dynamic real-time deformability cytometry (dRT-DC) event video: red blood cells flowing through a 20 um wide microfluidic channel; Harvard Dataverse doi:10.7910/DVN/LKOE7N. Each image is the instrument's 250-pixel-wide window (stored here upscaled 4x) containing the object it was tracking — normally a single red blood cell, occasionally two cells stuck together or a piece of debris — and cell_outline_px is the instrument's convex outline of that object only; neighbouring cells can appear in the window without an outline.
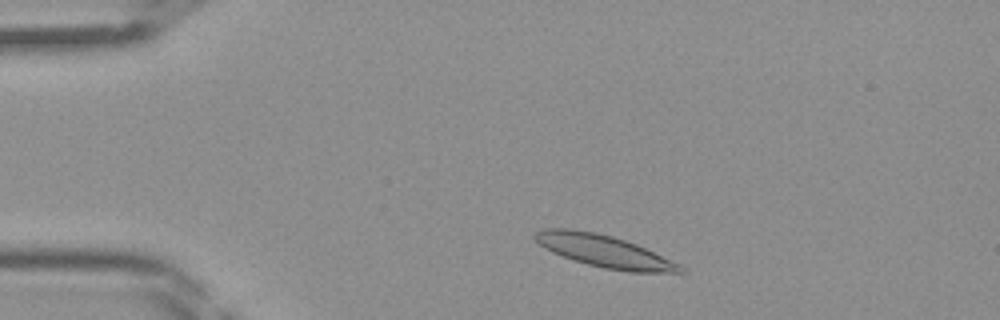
{"species": "Egyptian fruit bat (a non-hibernating species)", "species_latin": "Rousettus aegyptiacus", "temperature_condition": "room temperature", "stored_images_in_passage": 39, "camera_frame_rate_fps": 3000, "um_per_image_px": 0.085, "frame": {"image": 1, "passage_image": 3, "time_ms": 0.667, "image_size_px": [1000, 320], "cell_outline_px": [[688, 272], [628, 272], [604, 268], [588, 264], [552, 252], [544, 248], [532, 236], [536, 232], [544, 228], [572, 228], [596, 232], [612, 236], [636, 244], [680, 264]], "centroid_in_image_um": [51.35, 21.34], "position_along_channel_um": 33.6, "area_um2": 27.05}}
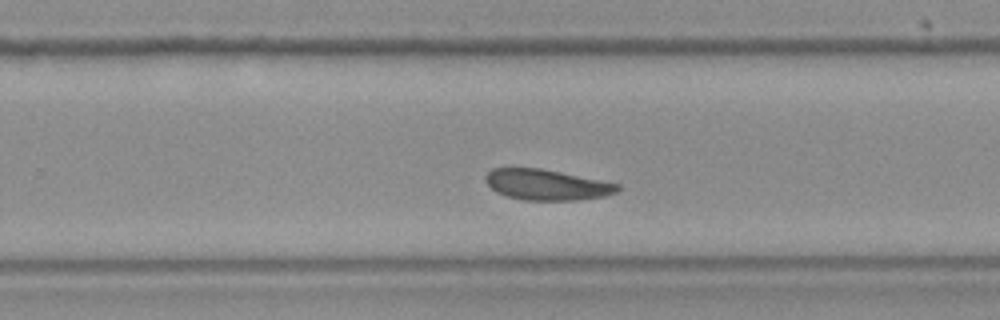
{"frame": {"image": 2, "passage_image": 23, "time_ms": 7.333, "image_size_px": [1000, 320], "cell_outline_px": [[620, 188], [616, 192], [604, 196], [576, 200], [524, 200], [508, 196], [496, 192], [484, 180], [484, 176], [492, 168], [540, 168], [620, 184]], "centroid_in_image_um": [46.44, 15.7], "position_along_channel_um": 283.4, "area_um2": 23.41}}
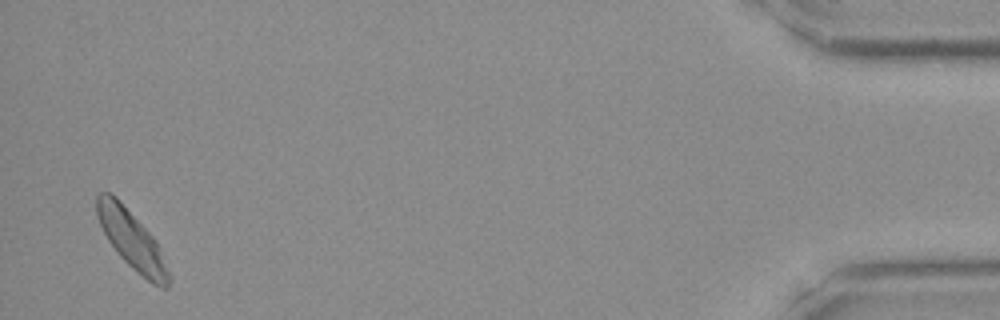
{"frame": {"image": 3, "passage_image": 38, "time_ms": 12.333, "image_size_px": [1000, 320], "cell_outline_px": [[168, 288], [160, 288], [152, 284], [136, 272], [116, 252], [108, 240], [100, 224], [96, 212], [96, 196], [100, 192], [108, 192], [116, 196], [156, 240], [160, 248], [168, 272]], "centroid_in_image_um": [11.18, 20.38], "position_along_channel_um": 424.0, "area_um2": 24.1}}